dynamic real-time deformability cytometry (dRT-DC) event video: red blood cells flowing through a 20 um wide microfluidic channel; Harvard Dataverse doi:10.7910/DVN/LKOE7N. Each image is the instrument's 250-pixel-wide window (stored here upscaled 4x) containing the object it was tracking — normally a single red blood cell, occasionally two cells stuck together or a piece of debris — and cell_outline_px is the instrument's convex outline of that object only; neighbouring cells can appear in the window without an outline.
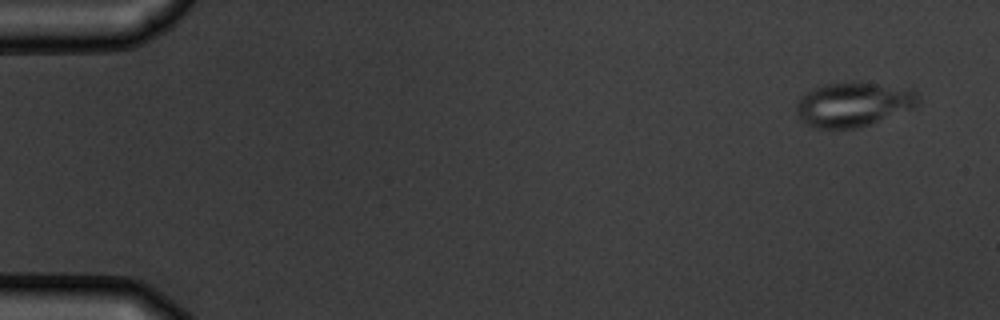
{"species": "common noctule bat (a hibernating species)", "species_latin": "Nyctalus noctula", "temperature_condition": "warm", "stored_images_in_passage": 5, "camera_frame_rate_fps": 3000, "um_per_image_px": 0.085, "animal": {"sex": "male", "body_mass_g": 19.5, "forearm_length_mm": 54.6}, "frame": {"image": 1, "passage_image": 1, "time_ms": 0.0, "image_size_px": [1000, 320], "cell_outline_px": [[920, 104], [912, 108], [860, 128], [816, 128], [800, 120], [796, 112], [796, 104], [800, 96], [824, 84], [856, 80], [860, 80], [916, 88], [920, 96]], "centroid_in_image_um": [72.61, 8.82], "position_along_channel_um": 12.4, "area_um2": 32.43}}